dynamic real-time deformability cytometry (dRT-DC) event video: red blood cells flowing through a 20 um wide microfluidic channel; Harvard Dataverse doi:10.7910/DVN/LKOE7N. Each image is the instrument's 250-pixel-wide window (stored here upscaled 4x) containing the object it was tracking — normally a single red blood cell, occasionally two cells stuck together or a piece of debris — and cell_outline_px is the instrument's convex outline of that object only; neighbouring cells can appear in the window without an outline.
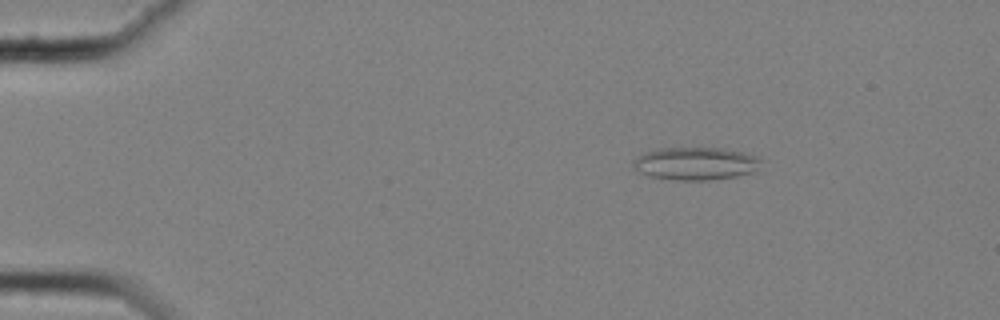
{"species": "common noctule bat (a hibernating species)", "species_latin": "Nyctalus noctula", "temperature_condition": "cold", "stored_images_in_passage": 53, "camera_frame_rate_fps": 3000, "um_per_image_px": 0.085, "animal": {"sex": "female", "body_mass_g": 25.1}, "frame": {"image": 1, "passage_image": 5, "time_ms": 1.333, "image_size_px": [1000, 320], "cell_outline_px": [[760, 160], [752, 172], [736, 176], [708, 180], [676, 180], [648, 176], [640, 172], [632, 164], [632, 160], [644, 152], [660, 148], [720, 148], [740, 152], [756, 156]], "centroid_in_image_um": [59.04, 13.9], "position_along_channel_um": 26.0, "area_um2": 24.04}}
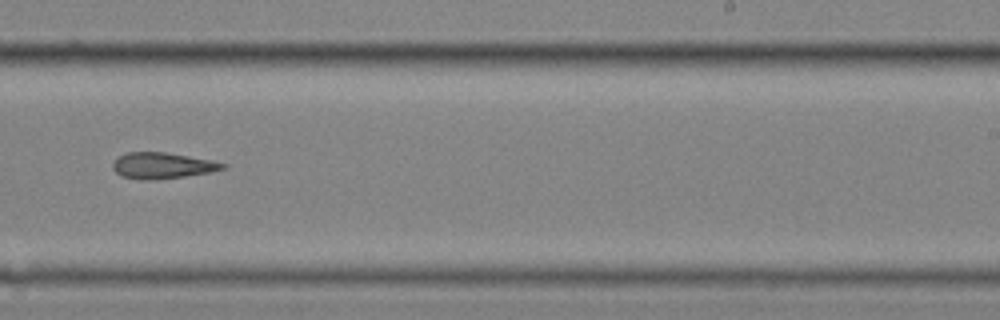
{"frame": {"image": 2, "passage_image": 33, "time_ms": 10.667, "image_size_px": [1000, 320], "cell_outline_px": [[228, 164], [224, 168], [212, 172], [184, 176], [148, 180], [144, 180], [120, 176], [112, 168], [112, 164], [120, 156], [128, 152], [164, 152], [212, 160]], "centroid_in_image_um": [13.8, 14.07], "position_along_channel_um": 275.2, "area_um2": 16.53}}
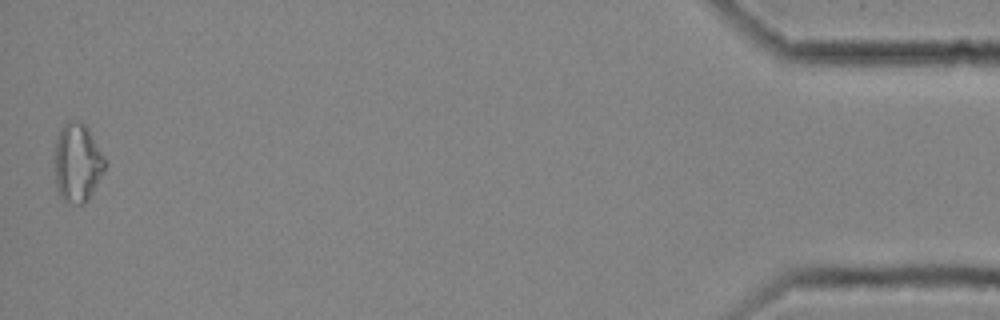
{"frame": {"image": 3, "passage_image": 53, "time_ms": 17.333, "image_size_px": [1000, 320], "cell_outline_px": [[104, 168], [88, 200], [84, 204], [76, 204], [64, 200], [60, 196], [56, 188], [56, 136], [60, 128], [68, 120], [80, 120], [88, 128], [104, 156]], "centroid_in_image_um": [6.56, 13.8], "position_along_channel_um": 428.6, "area_um2": 22.72}, "authors_computed_cell_mechanics": {"area_um2": 18.0336, "velocity_mm_per_s": 3.5452, "shape_relaxation_time_tau1_ms": null, "shape_relaxation_time_tau2_ms": 11.0588, "deformation_change_tau1": null, "deformation_change_tau2": 0.2318}}